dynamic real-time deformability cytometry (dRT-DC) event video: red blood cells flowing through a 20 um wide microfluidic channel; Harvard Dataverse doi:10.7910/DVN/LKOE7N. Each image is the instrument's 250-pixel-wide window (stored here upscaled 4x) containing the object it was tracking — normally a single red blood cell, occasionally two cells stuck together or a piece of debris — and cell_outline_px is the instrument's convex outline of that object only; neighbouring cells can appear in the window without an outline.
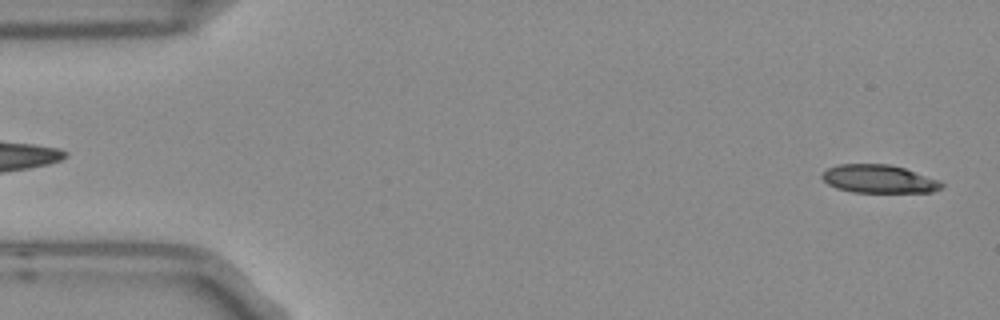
{"species": "Egyptian fruit bat (a non-hibernating species)", "species_latin": "Rousettus aegyptiacus", "temperature_condition": "room temperature", "stored_images_in_passage": 2, "camera_frame_rate_fps": 3000, "um_per_image_px": 0.085, "frame": {"image": 1, "passage_image": 2, "time_ms": 0.333, "image_size_px": [1000, 320], "cell_outline_px": [[944, 184], [940, 188], [932, 192], [852, 192], [836, 188], [828, 184], [820, 176], [828, 168], [840, 164], [888, 164], [904, 168], [940, 180]], "centroid_in_image_um": [74.7, 15.21], "position_along_channel_um": 10.3, "area_um2": 19.54}}